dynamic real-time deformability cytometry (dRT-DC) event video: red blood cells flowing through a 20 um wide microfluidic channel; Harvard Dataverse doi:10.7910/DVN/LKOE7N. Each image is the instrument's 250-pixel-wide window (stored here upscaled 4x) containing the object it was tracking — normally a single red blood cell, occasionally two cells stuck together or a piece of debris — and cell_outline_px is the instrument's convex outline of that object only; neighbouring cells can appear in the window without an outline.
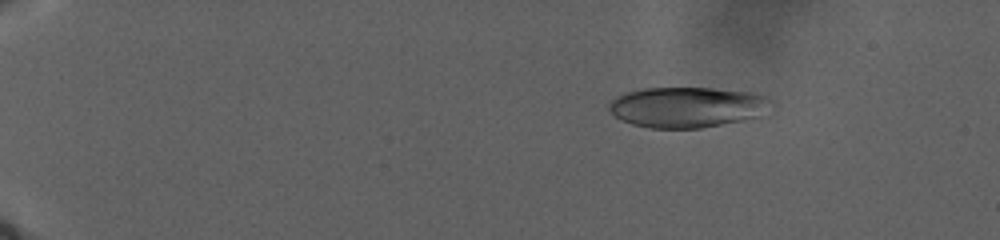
{"species": "human", "species_latin": "Homo sapiens", "temperature_condition": "warm", "stored_images_in_passage": 72, "camera_frame_rate_fps": 3000, "um_per_image_px": 0.085, "donor": {"sex": "male"}, "frame": {"image": 1, "passage_image": 28, "time_ms": 6.0, "image_size_px": [1000, 240], "cell_outline_px": [[768, 100], [756, 116], [744, 120], [700, 128], [648, 128], [632, 124], [620, 120], [608, 108], [608, 104], [616, 96], [628, 92], [644, 88], [712, 88], [752, 92], [764, 96]], "centroid_in_image_um": [58.28, 9.1], "position_along_channel_um": 26.7, "area_um2": 37.57}}
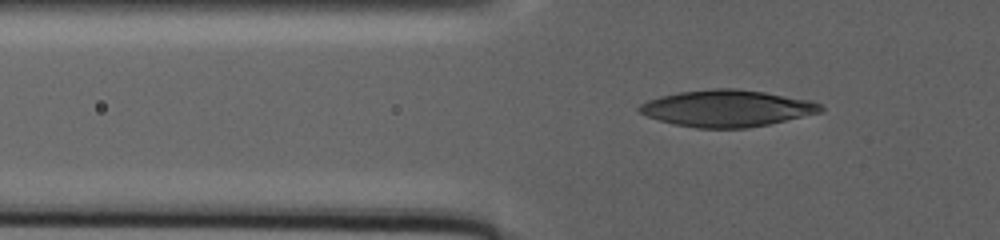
{"frame": {"image": 2, "passage_image": 60, "time_ms": 13.667, "image_size_px": [1000, 240], "cell_outline_px": [[824, 112], [768, 124], [748, 128], [696, 128], [676, 124], [660, 120], [648, 116], [640, 112], [636, 108], [640, 104], [648, 100], [660, 96], [676, 92], [712, 88], [736, 88], [764, 92], [812, 100], [820, 104], [824, 108]], "centroid_in_image_um": [61.81, 9.2], "position_along_channel_um": 64.0, "area_um2": 38.9}}
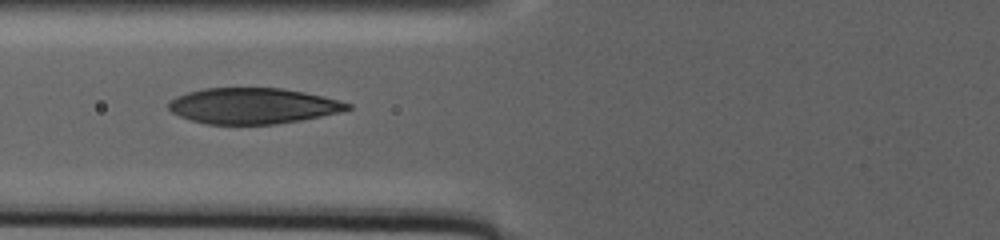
{"frame": {"image": 3, "passage_image": 71, "time_ms": 16.333, "image_size_px": [1000, 240], "cell_outline_px": [[352, 108], [340, 112], [300, 120], [276, 124], [208, 124], [192, 120], [180, 116], [172, 112], [168, 108], [168, 100], [176, 96], [188, 92], [204, 88], [280, 88], [304, 92], [324, 96], [352, 104]], "centroid_in_image_um": [21.48, 8.99], "position_along_channel_um": 104.3, "area_um2": 37.28}}